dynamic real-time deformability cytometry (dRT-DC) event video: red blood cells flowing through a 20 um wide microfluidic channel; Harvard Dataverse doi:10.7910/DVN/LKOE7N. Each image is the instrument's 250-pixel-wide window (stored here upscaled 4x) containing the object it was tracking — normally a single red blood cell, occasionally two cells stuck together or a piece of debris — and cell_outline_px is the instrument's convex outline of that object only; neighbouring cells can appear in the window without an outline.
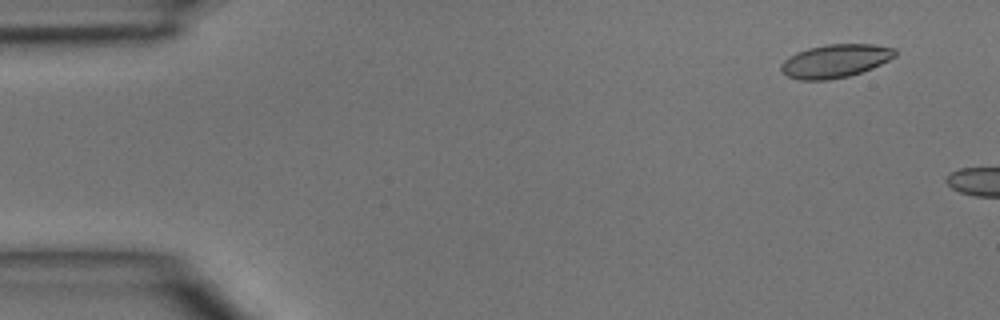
{"species": "common noctule bat (a hibernating species)", "species_latin": "Nyctalus noctula", "temperature_condition": "room temperature", "stored_images_in_passage": 5, "camera_frame_rate_fps": 3000, "um_per_image_px": 0.085, "animal": {"sex": "male", "body_mass_g": 15.6}, "frame": {"image": 1, "passage_image": 2, "time_ms": 0.333, "image_size_px": [1000, 320], "cell_outline_px": [[896, 56], [872, 68], [848, 76], [828, 80], [800, 80], [788, 76], [780, 68], [780, 64], [784, 60], [796, 52], [808, 48], [828, 44], [872, 44], [896, 48]], "centroid_in_image_um": [71.0, 5.17], "position_along_channel_um": 14.0, "area_um2": 22.02}}